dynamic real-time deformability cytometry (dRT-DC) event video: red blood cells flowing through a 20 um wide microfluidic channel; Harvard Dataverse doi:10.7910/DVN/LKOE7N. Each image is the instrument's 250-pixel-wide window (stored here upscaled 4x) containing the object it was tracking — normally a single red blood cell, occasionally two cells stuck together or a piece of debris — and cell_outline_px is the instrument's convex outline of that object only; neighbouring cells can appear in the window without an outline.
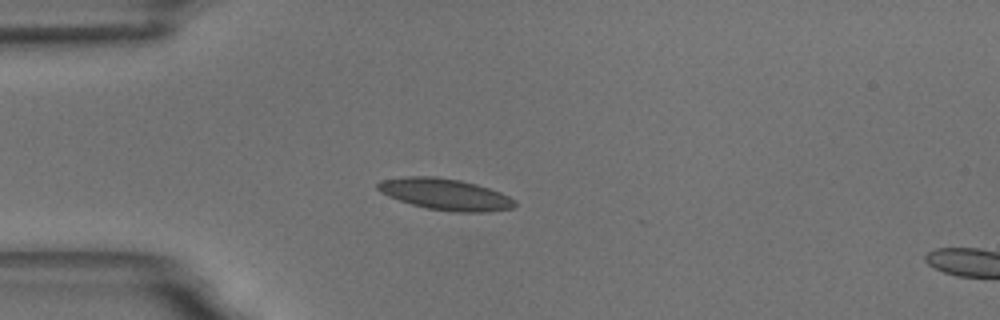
{"species": "common noctule bat (a hibernating species)", "species_latin": "Nyctalus noctula", "temperature_condition": "room temperature", "stored_images_in_passage": 4, "camera_frame_rate_fps": 3000, "um_per_image_px": 0.085, "animal": {"sex": "male", "body_mass_g": 18.8}, "frame": {"image": 1, "passage_image": 3, "time_ms": 2.333, "image_size_px": [1000, 320], "cell_outline_px": [[516, 204], [512, 208], [488, 212], [452, 212], [428, 208], [412, 204], [388, 196], [380, 192], [376, 188], [376, 184], [380, 180], [408, 176], [436, 176], [460, 180], [476, 184], [500, 192], [516, 200]], "centroid_in_image_um": [37.84, 16.51], "position_along_channel_um": 47.2, "area_um2": 25.09}}